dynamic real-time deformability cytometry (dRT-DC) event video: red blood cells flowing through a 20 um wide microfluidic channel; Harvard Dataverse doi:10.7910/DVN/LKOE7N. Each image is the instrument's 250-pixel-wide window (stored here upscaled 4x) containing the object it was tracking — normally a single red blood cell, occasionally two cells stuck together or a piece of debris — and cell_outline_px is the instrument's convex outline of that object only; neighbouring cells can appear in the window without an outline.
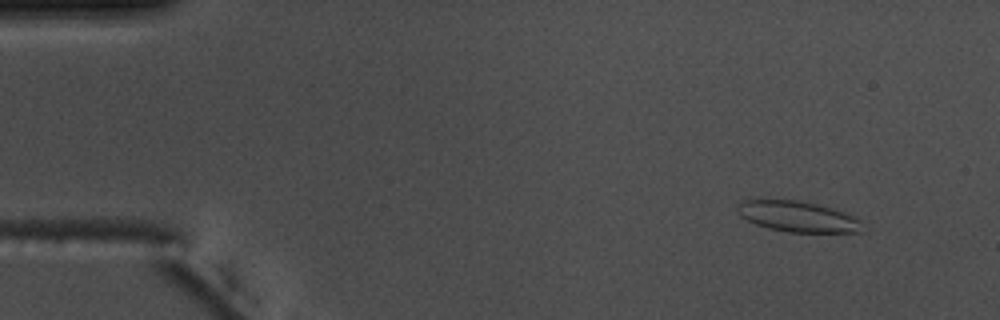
{"species": "common noctule bat (a hibernating species)", "species_latin": "Nyctalus noctula", "temperature_condition": "warm", "stored_images_in_passage": 55, "camera_frame_rate_fps": 3000, "um_per_image_px": 0.085, "animal": {"sex": "male", "body_mass_g": 17.5, "forearm_length_mm": 52.3}, "frame": {"image": 1, "passage_image": 6, "time_ms": 1.667, "image_size_px": [1000, 320], "cell_outline_px": [[864, 232], [788, 232], [768, 228], [756, 224], [740, 216], [736, 208], [744, 200], [796, 200], [816, 204], [852, 216], [860, 220]], "centroid_in_image_um": [67.79, 18.42], "position_along_channel_um": 17.2, "area_um2": 21.91}}
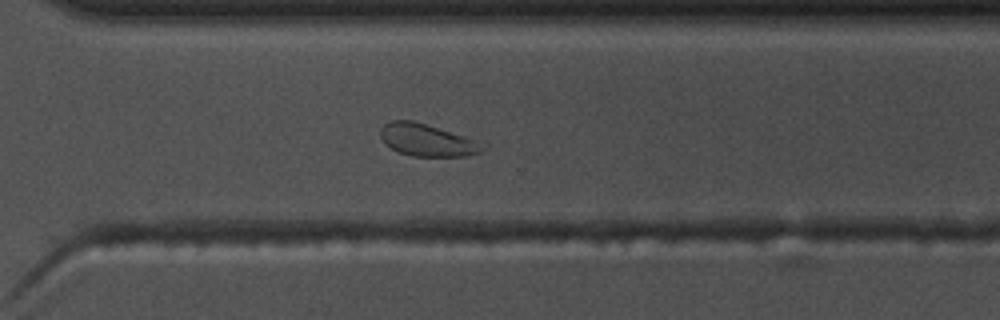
{"frame": {"image": 2, "passage_image": 40, "time_ms": 13.0, "image_size_px": [1000, 320], "cell_outline_px": [[488, 148], [480, 152], [464, 156], [412, 156], [400, 152], [392, 148], [380, 136], [380, 128], [384, 124], [392, 120], [412, 120], [488, 144]], "centroid_in_image_um": [36.33, 11.91], "position_along_channel_um": 334.3, "area_um2": 18.9}}
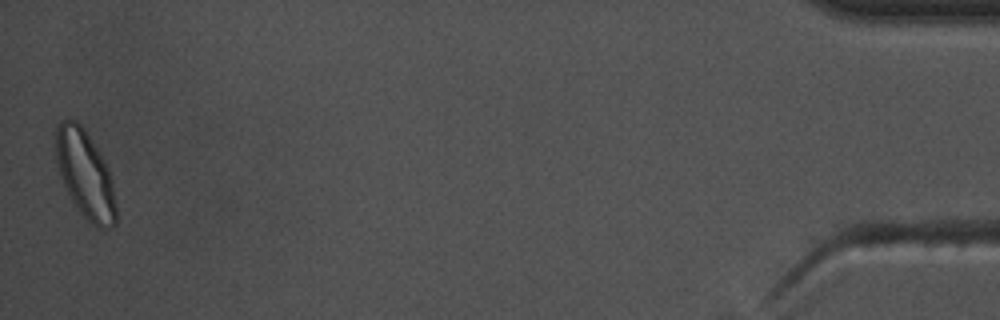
{"frame": {"image": 3, "passage_image": 55, "time_ms": 18.0, "image_size_px": [1000, 320], "cell_outline_px": [[116, 224], [112, 228], [96, 228], [88, 224], [76, 208], [60, 176], [56, 160], [56, 128], [64, 120], [76, 120], [84, 128], [104, 160], [108, 168], [112, 180], [116, 204]], "centroid_in_image_um": [7.26, 14.9], "position_along_channel_um": 427.9, "area_um2": 30.87}, "authors_computed_cell_mechanics": {"area_um2": 21.097, "velocity_mm_per_s": 3.7274, "shape_relaxation_time_tau1_ms": 5.2266, "shape_relaxation_time_tau2_ms": 1.1499, "deformation_change_tau1": 0.1203, "deformation_change_tau2": 0.0693}}